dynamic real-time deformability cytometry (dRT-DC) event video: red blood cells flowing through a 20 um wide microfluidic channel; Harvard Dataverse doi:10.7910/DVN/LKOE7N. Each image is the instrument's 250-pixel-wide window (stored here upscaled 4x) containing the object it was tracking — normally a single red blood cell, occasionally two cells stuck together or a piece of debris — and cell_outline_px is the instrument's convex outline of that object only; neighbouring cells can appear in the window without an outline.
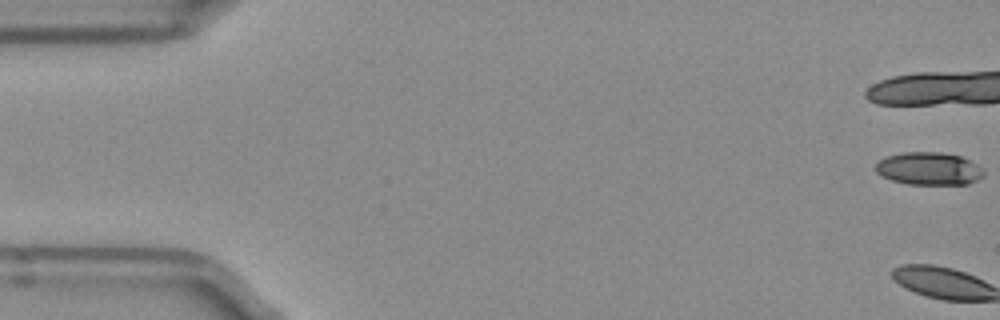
{"species": "Egyptian fruit bat (a non-hibernating species)", "species_latin": "Rousettus aegyptiacus", "temperature_condition": "room temperature", "stored_images_in_passage": 54, "camera_frame_rate_fps": 3000, "um_per_image_px": 0.085, "frame": {"image": 1, "passage_image": 1, "time_ms": 0.0, "image_size_px": [1000, 320], "cell_outline_px": [[984, 176], [968, 184], [908, 184], [892, 180], [880, 176], [876, 172], [876, 164], [880, 160], [888, 156], [904, 152], [940, 152], [960, 156], [984, 168]], "centroid_in_image_um": [78.96, 14.34], "position_along_channel_um": 6.0, "area_um2": 20.58}}
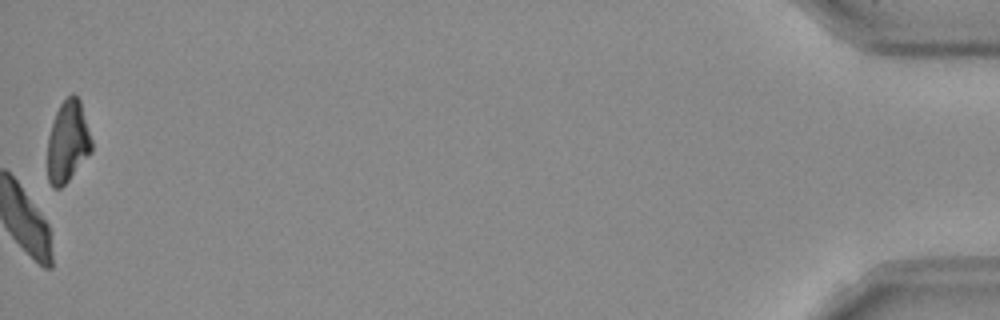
{"frame": {"image": 2, "passage_image": 54, "time_ms": 17.667, "image_size_px": [1000, 320], "cell_outline_px": [[92, 152], [68, 180], [60, 188], [52, 188], [48, 180], [48, 136], [52, 120], [60, 104], [72, 92], [80, 100], [92, 140]], "centroid_in_image_um": [5.76, 12.03], "position_along_channel_um": 429.4, "area_um2": 20.98}}